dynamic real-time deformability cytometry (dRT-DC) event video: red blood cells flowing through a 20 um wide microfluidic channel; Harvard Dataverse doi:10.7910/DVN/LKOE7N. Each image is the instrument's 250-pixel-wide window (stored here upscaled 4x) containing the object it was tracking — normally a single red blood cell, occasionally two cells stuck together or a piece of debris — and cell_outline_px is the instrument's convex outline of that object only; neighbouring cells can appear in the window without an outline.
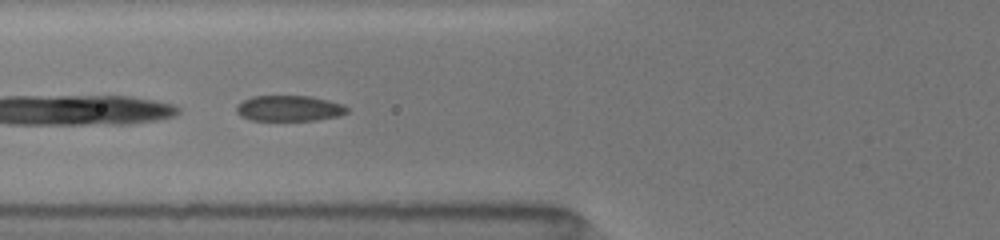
{"species": "common noctule bat (a hibernating species)", "species_latin": "Nyctalus noctula", "temperature_condition": "room temperature", "stored_images_in_passage": 21, "camera_frame_rate_fps": 3000, "um_per_image_px": 0.085, "animal": {"sex": "female", "body_mass_g": 19.5, "forearm_length_mm": 54.1}, "frame": {"image": 1, "passage_image": 12, "time_ms": 5.0, "image_size_px": [1000, 240], "cell_outline_px": [[348, 112], [340, 116], [316, 120], [252, 120], [236, 112], [236, 108], [244, 100], [252, 96], [308, 96], [340, 104], [348, 108]], "centroid_in_image_um": [24.59, 9.21], "position_along_channel_um": 101.2, "area_um2": 16.18}}
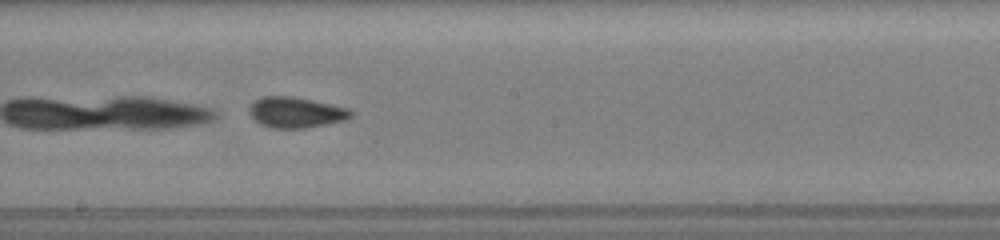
{"frame": {"image": 2, "passage_image": 18, "time_ms": 8.0, "image_size_px": [1000, 240], "cell_outline_px": [[352, 116], [344, 120], [304, 128], [272, 128], [260, 124], [248, 112], [248, 108], [256, 100], [264, 96], [292, 96], [312, 100], [348, 108], [352, 112]], "centroid_in_image_um": [25.12, 9.55], "position_along_channel_um": 223.1, "area_um2": 17.92}}